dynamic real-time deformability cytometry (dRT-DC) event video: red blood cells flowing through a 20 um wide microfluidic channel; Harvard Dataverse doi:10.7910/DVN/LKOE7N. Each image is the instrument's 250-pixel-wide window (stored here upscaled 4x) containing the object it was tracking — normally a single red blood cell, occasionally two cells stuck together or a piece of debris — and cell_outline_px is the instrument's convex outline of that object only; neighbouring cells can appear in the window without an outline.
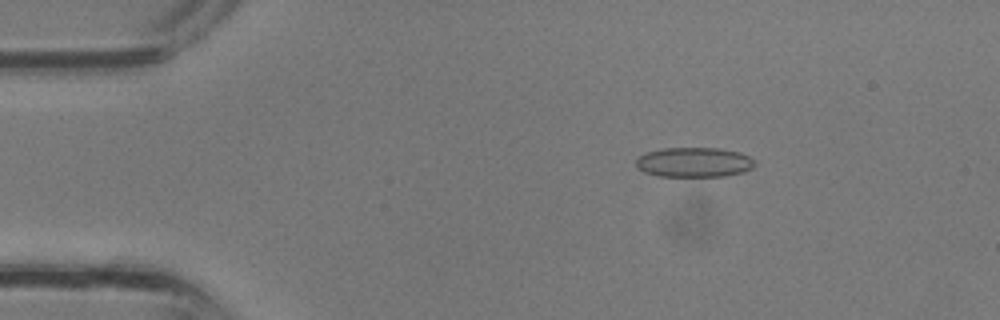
{"species": "common noctule bat (a hibernating species)", "species_latin": "Nyctalus noctula", "temperature_condition": "room temperature", "stored_images_in_passage": 10, "camera_frame_rate_fps": 3000, "um_per_image_px": 0.085, "animal": {"sex": "male", "body_mass_g": 13.3}, "frame": {"image": 1, "passage_image": 5, "time_ms": 1.333, "image_size_px": [1000, 320], "cell_outline_px": [[756, 164], [752, 168], [744, 172], [724, 176], [660, 176], [644, 172], [636, 168], [636, 156], [644, 152], [664, 148], [720, 148], [740, 152], [756, 160]], "centroid_in_image_um": [58.98, 13.78], "position_along_channel_um": 26.0, "area_um2": 20.92}}